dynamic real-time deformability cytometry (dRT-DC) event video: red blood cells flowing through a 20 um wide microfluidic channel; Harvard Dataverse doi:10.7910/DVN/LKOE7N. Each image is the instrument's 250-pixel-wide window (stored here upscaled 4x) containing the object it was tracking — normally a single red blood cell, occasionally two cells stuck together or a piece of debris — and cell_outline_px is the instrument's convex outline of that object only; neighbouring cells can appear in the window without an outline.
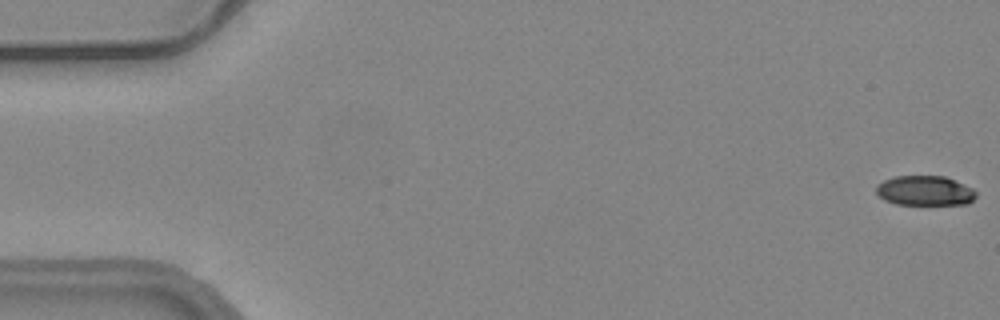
{"species": "common noctule bat (a hibernating species)", "species_latin": "Nyctalus noctula", "temperature_condition": "warm", "stored_images_in_passage": 56, "camera_frame_rate_fps": 3000, "um_per_image_px": 0.085, "animal": {"sex": "female", "body_mass_g": 24.6, "forearm_length_mm": 56.2}, "frame": {"image": 1, "passage_image": 1, "time_ms": 0.0, "image_size_px": [1000, 320], "cell_outline_px": [[976, 196], [968, 204], [896, 204], [884, 200], [876, 192], [876, 184], [884, 180], [896, 176], [944, 176], [972, 188], [976, 192]], "centroid_in_image_um": [78.59, 16.21], "position_along_channel_um": 6.4, "area_um2": 17.22}}
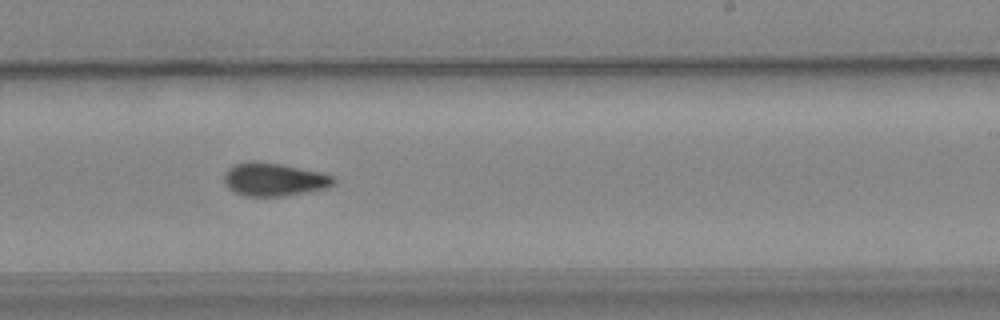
{"frame": {"image": 2, "passage_image": 34, "time_ms": 11.0, "image_size_px": [1000, 320], "cell_outline_px": [[336, 184], [328, 188], [308, 192], [284, 196], [244, 196], [228, 188], [224, 184], [224, 172], [232, 164], [248, 160], [252, 160], [280, 164], [320, 172], [332, 176], [336, 180]], "centroid_in_image_um": [23.27, 15.25], "position_along_channel_um": 265.7, "area_um2": 21.44}}
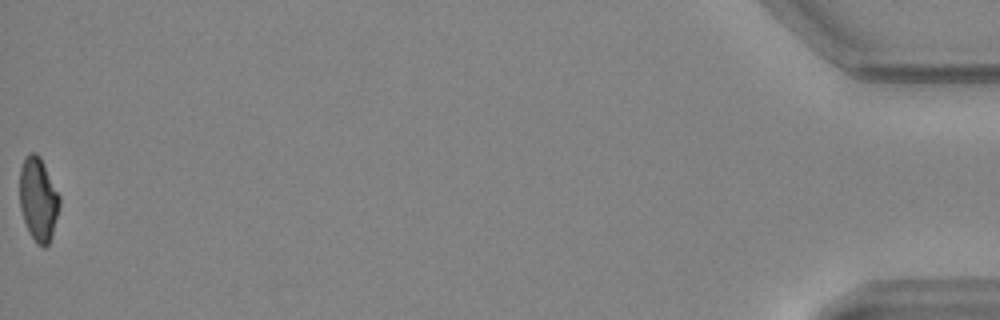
{"frame": {"image": 3, "passage_image": 56, "time_ms": 18.333, "image_size_px": [1000, 320], "cell_outline_px": [[60, 204], [52, 236], [48, 244], [44, 248], [36, 244], [28, 232], [20, 208], [20, 168], [24, 156], [32, 152], [36, 152], [40, 156], [60, 196]], "centroid_in_image_um": [3.25, 16.94], "position_along_channel_um": 432.0, "area_um2": 19.59}, "authors_computed_cell_mechanics": {"area_um2": 20.5768, "velocity_mm_per_s": 3.7132, "shape_relaxation_time_tau1_ms": 8.1647, "shape_relaxation_time_tau2_ms": 7.5608, "deformation_change_tau1": 0.1764, "deformation_change_tau2": 0.1294}}